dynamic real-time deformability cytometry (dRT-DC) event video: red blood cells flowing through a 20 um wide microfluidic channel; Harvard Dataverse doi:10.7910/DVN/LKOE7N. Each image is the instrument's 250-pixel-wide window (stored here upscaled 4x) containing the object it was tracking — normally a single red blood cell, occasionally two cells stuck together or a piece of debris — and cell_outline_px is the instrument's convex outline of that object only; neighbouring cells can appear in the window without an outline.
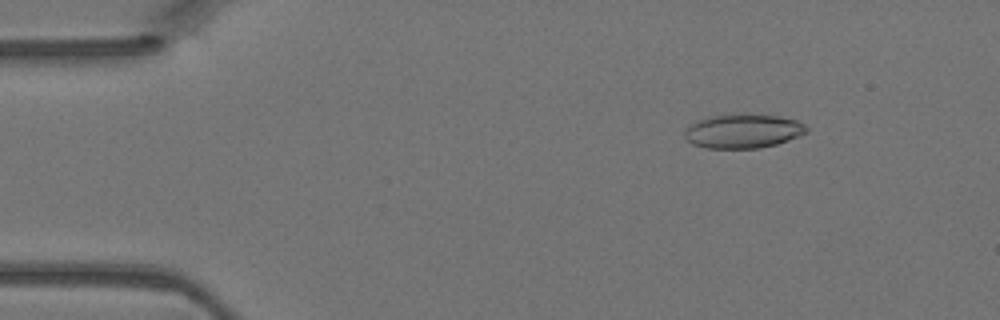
{"species": "Egyptian fruit bat (a non-hibernating species)", "species_latin": "Rousettus aegyptiacus", "temperature_condition": "warm", "stored_images_in_passage": 4, "camera_frame_rate_fps": 3000, "um_per_image_px": 0.085, "animal": {"sex": "female"}, "frame": {"image": 1, "passage_image": 2, "time_ms": 0.333, "image_size_px": [1000, 320], "cell_outline_px": [[808, 132], [800, 136], [776, 144], [760, 148], [704, 148], [692, 144], [684, 136], [684, 132], [688, 124], [696, 120], [708, 116], [776, 116], [796, 120], [804, 124], [808, 128]], "centroid_in_image_um": [63.13, 11.18], "position_along_channel_um": 21.9, "area_um2": 23.81}}